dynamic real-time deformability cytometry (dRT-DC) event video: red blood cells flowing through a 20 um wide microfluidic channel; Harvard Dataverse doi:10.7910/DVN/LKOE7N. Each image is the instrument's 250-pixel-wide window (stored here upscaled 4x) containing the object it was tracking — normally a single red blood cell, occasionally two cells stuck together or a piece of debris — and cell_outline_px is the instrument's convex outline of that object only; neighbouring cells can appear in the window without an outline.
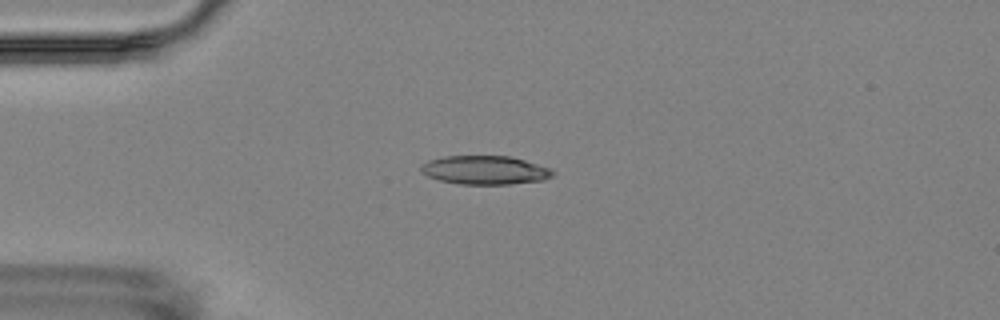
{"species": "Egyptian fruit bat (a non-hibernating species)", "species_latin": "Rousettus aegyptiacus", "temperature_condition": "room temperature", "stored_images_in_passage": 14, "camera_frame_rate_fps": 3000, "um_per_image_px": 0.085, "animal": {"sex": "female"}, "frame": {"image": 1, "passage_image": 3, "time_ms": 3.0, "image_size_px": [1000, 320], "cell_outline_px": [[556, 172], [552, 176], [544, 180], [508, 184], [460, 184], [440, 180], [428, 176], [420, 172], [420, 164], [428, 160], [444, 156], [508, 156], [524, 160], [552, 168]], "centroid_in_image_um": [41.22, 14.45], "position_along_channel_um": 43.8, "area_um2": 22.14}}
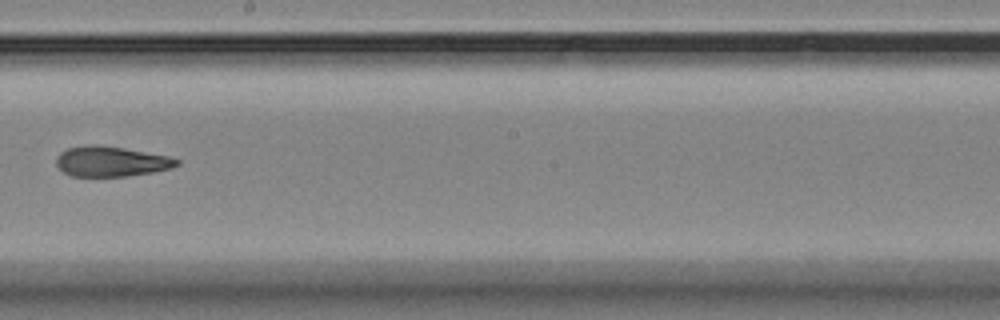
{"frame": {"image": 2, "passage_image": 8, "time_ms": 9.0, "image_size_px": [1000, 320], "cell_outline_px": [[180, 164], [172, 168], [152, 172], [128, 176], [72, 176], [64, 172], [56, 164], [56, 156], [60, 152], [68, 148], [88, 144], [96, 144], [124, 148], [168, 156], [180, 160]], "centroid_in_image_um": [9.44, 13.71], "position_along_channel_um": 238.8, "area_um2": 21.21}}
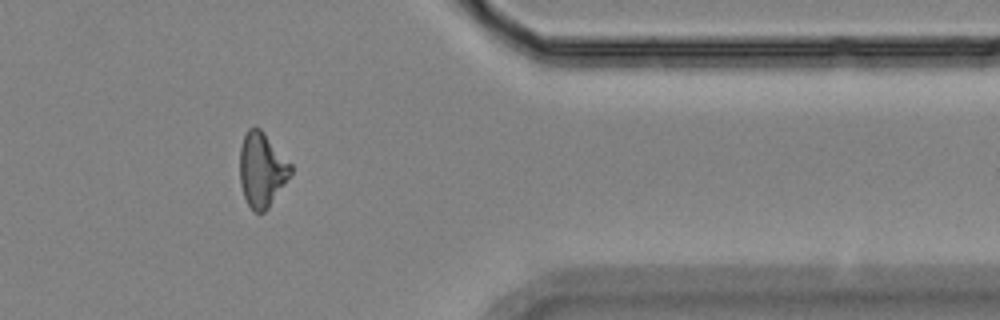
{"frame": {"image": 3, "passage_image": 12, "time_ms": 13.667, "image_size_px": [1000, 320], "cell_outline_px": [[292, 172], [268, 208], [264, 212], [256, 212], [248, 204], [244, 196], [240, 184], [240, 148], [244, 136], [248, 128], [260, 128], [264, 132], [292, 164]], "centroid_in_image_um": [22.26, 14.41], "position_along_channel_um": 389.1, "area_um2": 21.85}, "authors_computed_cell_mechanics": {"area_um2": 22.1374, "velocity_mm_per_s": 3.5925, "shape_relaxation_time_tau1_ms": 8.5492, "shape_relaxation_time_tau2_ms": 2.9465, "deformation_change_tau1": 0.1589, "deformation_change_tau2": 0.1031}}